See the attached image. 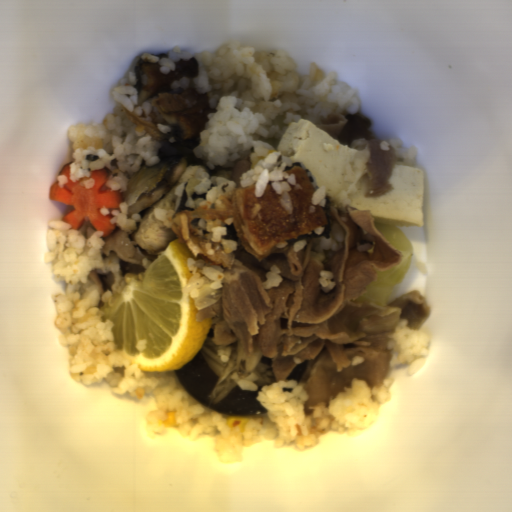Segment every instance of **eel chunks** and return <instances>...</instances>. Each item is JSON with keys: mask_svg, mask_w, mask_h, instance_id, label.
<instances>
[{"mask_svg": "<svg viewBox=\"0 0 512 512\" xmlns=\"http://www.w3.org/2000/svg\"><path fill=\"white\" fill-rule=\"evenodd\" d=\"M175 70L162 73L158 62L138 61L135 69L137 84L134 87L138 95V107L150 96H157L152 104L171 126L178 140L198 137L204 129L210 113H215L208 104L206 93L198 94L195 88H171L175 80L184 76L196 79L199 75V63L193 56L185 61L182 58L173 62Z\"/></svg>", "mask_w": 512, "mask_h": 512, "instance_id": "eel-chunks-3", "label": "eel chunks"}, {"mask_svg": "<svg viewBox=\"0 0 512 512\" xmlns=\"http://www.w3.org/2000/svg\"><path fill=\"white\" fill-rule=\"evenodd\" d=\"M201 168L210 174L205 165H192L183 156L159 157V162L130 175L122 201L127 203V219L139 214L134 233H126L120 227L103 238L101 252L111 255L114 250L121 261L142 266L143 258L156 261L162 251L177 234L163 224L154 214V208L169 211L195 210L186 207L188 195L185 191L189 181Z\"/></svg>", "mask_w": 512, "mask_h": 512, "instance_id": "eel-chunks-1", "label": "eel chunks"}, {"mask_svg": "<svg viewBox=\"0 0 512 512\" xmlns=\"http://www.w3.org/2000/svg\"><path fill=\"white\" fill-rule=\"evenodd\" d=\"M283 172L295 174L296 184L301 187L290 185L291 214L280 205L281 195L275 192L273 181L268 182L261 197L255 194L256 182L232 192L233 228L244 251L259 262L271 255L278 242L297 240L319 225H328L321 205H312L315 189L305 168L294 165Z\"/></svg>", "mask_w": 512, "mask_h": 512, "instance_id": "eel-chunks-2", "label": "eel chunks"}]
</instances>
